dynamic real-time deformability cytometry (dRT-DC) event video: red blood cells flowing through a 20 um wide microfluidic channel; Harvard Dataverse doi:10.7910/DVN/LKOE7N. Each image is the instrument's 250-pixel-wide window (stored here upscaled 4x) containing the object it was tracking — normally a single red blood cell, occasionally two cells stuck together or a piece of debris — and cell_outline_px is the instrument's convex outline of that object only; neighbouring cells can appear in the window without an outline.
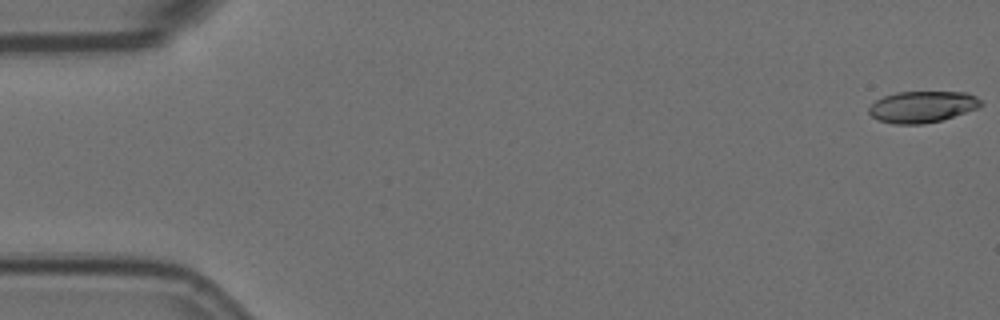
{"species": "Egyptian fruit bat (a non-hibernating species)", "species_latin": "Rousettus aegyptiacus", "temperature_condition": "room temperature", "stored_images_in_passage": 7, "camera_frame_rate_fps": 3000, "um_per_image_px": 0.085, "animal": {"sex": "female"}, "frame": {"image": 1, "passage_image": 1, "time_ms": 0.0, "image_size_px": [1000, 320], "cell_outline_px": [[984, 104], [980, 108], [940, 120], [920, 124], [896, 124], [880, 120], [872, 116], [868, 112], [868, 108], [876, 100], [884, 96], [896, 92], [968, 92], [976, 96]], "centroid_in_image_um": [78.43, 9.06], "position_along_channel_um": 6.6, "area_um2": 20.46}}
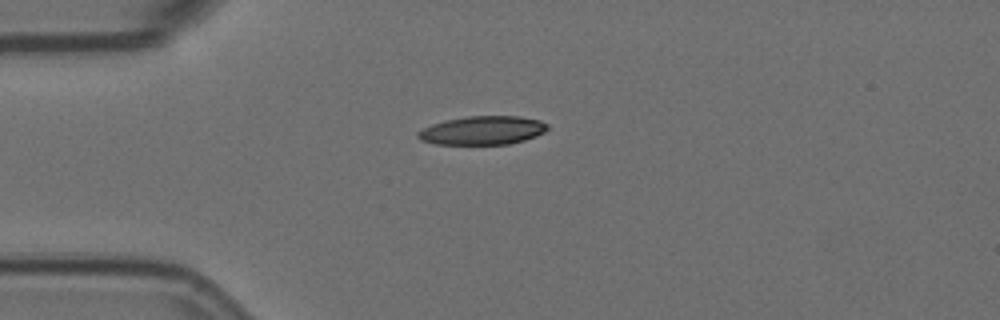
{"frame": {"image": 2, "passage_image": 5, "time_ms": 1.333, "image_size_px": [1000, 320], "cell_outline_px": [[548, 128], [544, 132], [536, 136], [524, 140], [508, 144], [436, 144], [420, 140], [416, 136], [416, 132], [432, 124], [444, 120], [468, 116], [520, 116], [540, 120], [548, 124]], "centroid_in_image_um": [41.01, 11.08], "position_along_channel_um": 44.0, "area_um2": 21.68}}
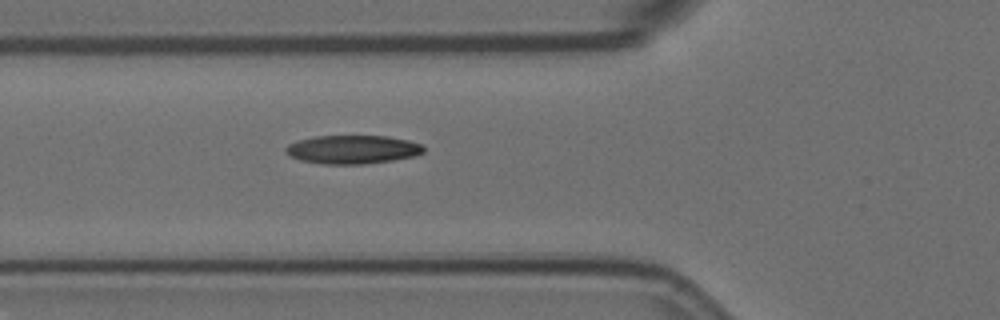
{"frame": {"image": 3, "passage_image": 7, "time_ms": 2.0, "image_size_px": [1000, 320], "cell_outline_px": [[424, 152], [416, 156], [392, 160], [364, 164], [324, 164], [300, 160], [288, 156], [284, 152], [284, 148], [288, 144], [300, 140], [316, 136], [388, 136], [408, 140], [420, 144], [424, 148]], "centroid_in_image_um": [29.95, 12.71], "position_along_channel_um": 95.9, "area_um2": 23.0}}